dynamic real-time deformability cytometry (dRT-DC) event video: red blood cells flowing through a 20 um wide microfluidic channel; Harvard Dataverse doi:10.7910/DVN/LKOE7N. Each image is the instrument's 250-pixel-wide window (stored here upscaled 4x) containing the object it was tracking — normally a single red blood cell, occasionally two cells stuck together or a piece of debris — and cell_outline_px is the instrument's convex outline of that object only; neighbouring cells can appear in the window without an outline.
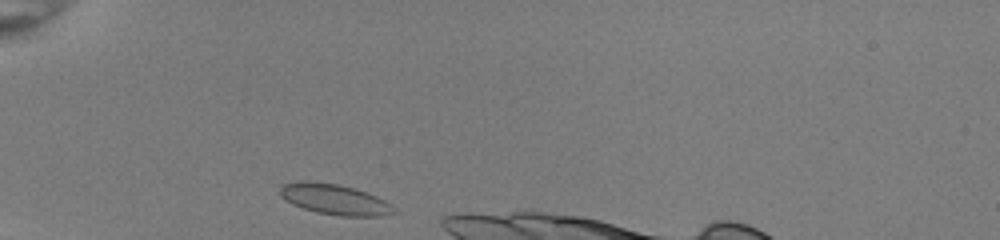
{"species": "common noctule bat (a hibernating species)", "species_latin": "Nyctalus noctula", "temperature_condition": "room temperature", "stored_images_in_passage": 16, "camera_frame_rate_fps": 3000, "um_per_image_px": 0.085, "animal": {"sex": "female", "body_mass_g": 22.0, "forearm_length_mm": 56.7}, "frame": {"image": 1, "passage_image": 1, "time_ms": 0.0, "image_size_px": [1000, 240], "cell_outline_px": [[392, 212], [376, 216], [340, 216], [316, 212], [292, 204], [280, 196], [280, 188], [284, 184], [336, 184], [352, 188], [376, 196], [392, 204]], "centroid_in_image_um": [28.46, 17.0], "position_along_channel_um": 56.5, "area_um2": 19.02}}
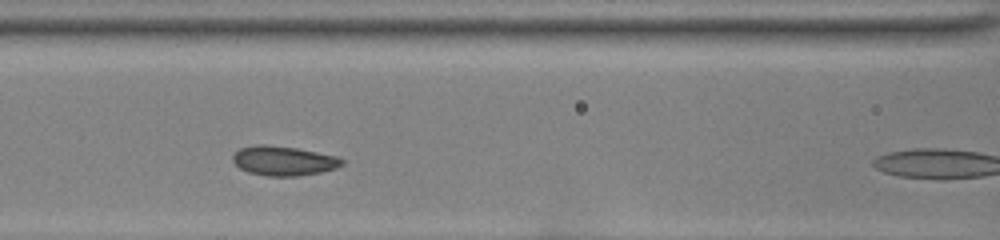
{"frame": {"image": 2, "passage_image": 9, "time_ms": 2.667, "image_size_px": [1000, 240], "cell_outline_px": [[344, 164], [336, 168], [320, 172], [296, 176], [268, 176], [248, 172], [240, 168], [232, 160], [232, 156], [240, 148], [256, 144], [264, 144], [296, 148], [336, 156], [344, 160]], "centroid_in_image_um": [24.09, 13.66], "position_along_channel_um": 142.5, "area_um2": 18.67}}
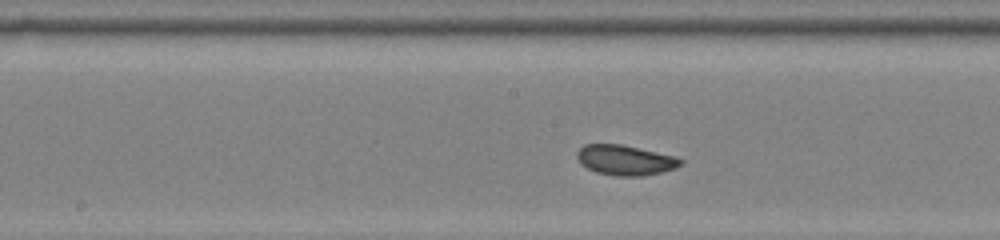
{"frame": {"image": 3, "passage_image": 13, "time_ms": 4.0, "image_size_px": [1000, 240], "cell_outline_px": [[684, 160], [676, 168], [660, 172], [640, 176], [616, 176], [596, 172], [588, 168], [576, 156], [576, 152], [584, 144], [620, 144], [672, 156]], "centroid_in_image_um": [53.12, 13.61], "position_along_channel_um": 195.1, "area_um2": 17.74}}